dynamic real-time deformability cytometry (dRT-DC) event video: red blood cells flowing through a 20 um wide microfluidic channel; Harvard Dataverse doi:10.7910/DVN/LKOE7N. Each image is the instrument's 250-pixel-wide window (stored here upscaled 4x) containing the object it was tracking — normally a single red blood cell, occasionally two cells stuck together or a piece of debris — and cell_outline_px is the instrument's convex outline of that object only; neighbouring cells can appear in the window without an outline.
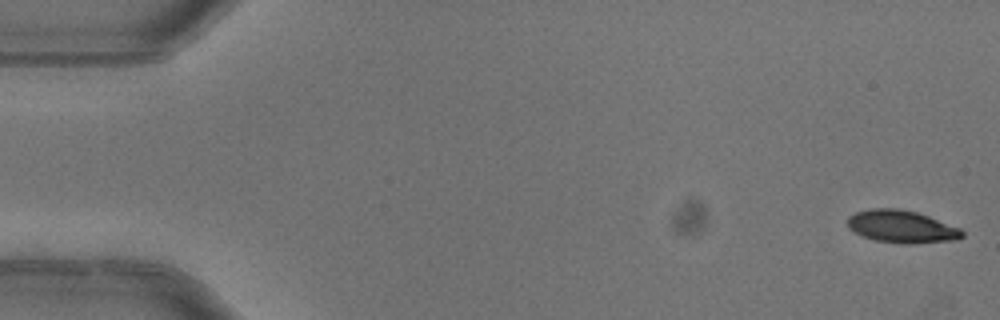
{"species": "common noctule bat (a hibernating species)", "species_latin": "Nyctalus noctula", "temperature_condition": "warm", "stored_images_in_passage": 5, "camera_frame_rate_fps": 3000, "um_per_image_px": 0.085, "animal": {"sex": "female"}, "frame": {"image": 1, "passage_image": 1, "time_ms": 0.0, "image_size_px": [1000, 320], "cell_outline_px": [[964, 236], [960, 240], [916, 244], [904, 244], [876, 240], [864, 236], [848, 228], [848, 216], [856, 212], [872, 208], [900, 208], [916, 212], [928, 216], [960, 228], [964, 232]], "centroid_in_image_um": [76.69, 19.27], "position_along_channel_um": 8.3, "area_um2": 21.85}}